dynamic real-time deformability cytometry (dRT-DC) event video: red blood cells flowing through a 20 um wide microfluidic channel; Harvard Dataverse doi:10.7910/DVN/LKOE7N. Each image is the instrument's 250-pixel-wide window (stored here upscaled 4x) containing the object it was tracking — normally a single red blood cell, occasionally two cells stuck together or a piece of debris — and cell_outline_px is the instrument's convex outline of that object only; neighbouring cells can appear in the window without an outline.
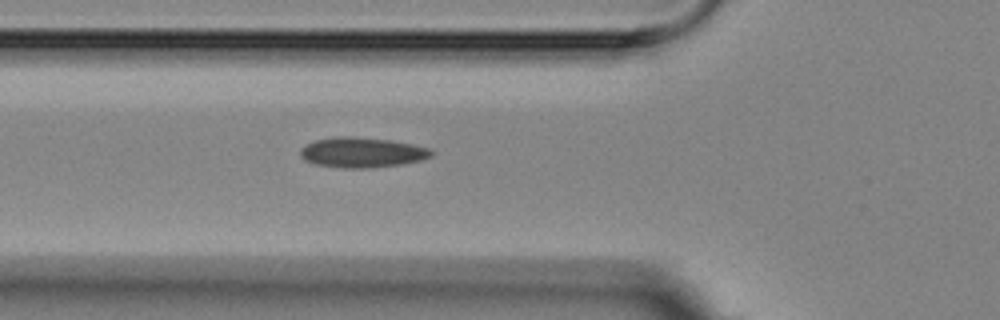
{"species": "Egyptian fruit bat (a non-hibernating species)", "species_latin": "Rousettus aegyptiacus", "temperature_condition": "room temperature", "stored_images_in_passage": 4, "segment_of_instrument_passage": [1, 2], "camera_frame_rate_fps": 3000, "um_per_image_px": 0.085, "animal": {"sex": "female"}, "frame": {"image": 1, "passage_image": 3, "time_ms": 2.333, "image_size_px": [1000, 320], "cell_outline_px": [[432, 156], [420, 160], [400, 164], [364, 168], [344, 168], [316, 164], [304, 160], [300, 156], [300, 148], [312, 140], [332, 136], [356, 136], [392, 140], [412, 144], [428, 148], [432, 152]], "centroid_in_image_um": [30.7, 12.93], "position_along_channel_um": 95.1, "area_um2": 23.12}}